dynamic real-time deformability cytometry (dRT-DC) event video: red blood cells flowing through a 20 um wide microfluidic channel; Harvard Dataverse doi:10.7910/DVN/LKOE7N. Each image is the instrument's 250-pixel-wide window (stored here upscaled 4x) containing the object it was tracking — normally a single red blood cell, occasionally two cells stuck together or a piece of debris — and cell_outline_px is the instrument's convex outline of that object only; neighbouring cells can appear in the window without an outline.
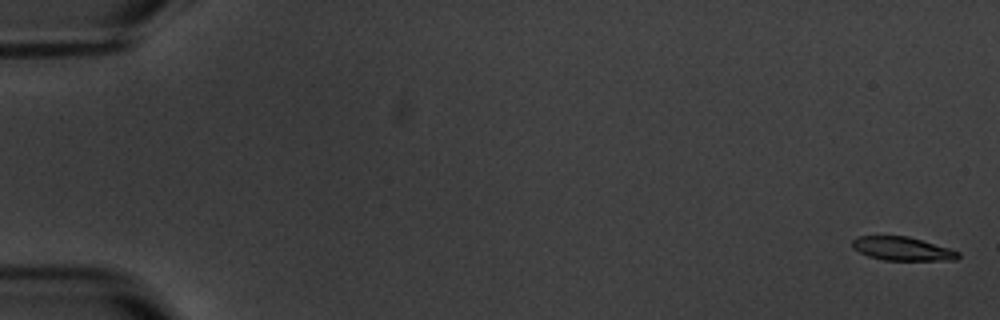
{"species": "common noctule bat (a hibernating species)", "species_latin": "Nyctalus noctula", "temperature_condition": "warm", "stored_images_in_passage": 7, "camera_frame_rate_fps": 3000, "um_per_image_px": 0.085, "animal": {"sex": "male", "body_mass_g": 20.1, "forearm_length_mm": 53.5}, "frame": {"image": 1, "passage_image": 1, "time_ms": 0.0, "image_size_px": [1000, 320], "cell_outline_px": [[960, 256], [956, 260], [884, 260], [868, 256], [852, 248], [852, 240], [856, 236], [908, 236], [948, 248], [960, 252]], "centroid_in_image_um": [76.68, 21.14], "position_along_channel_um": 8.3, "area_um2": 14.51}}
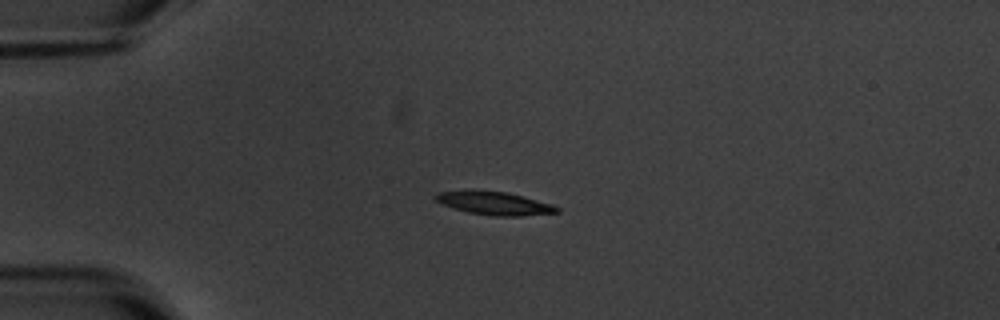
{"frame": {"image": 2, "passage_image": 5, "time_ms": 4.667, "image_size_px": [1000, 320], "cell_outline_px": [[560, 212], [520, 216], [492, 216], [468, 212], [452, 208], [440, 204], [432, 196], [440, 192], [504, 192], [524, 196], [552, 204], [560, 208]], "centroid_in_image_um": [42.07, 17.31], "position_along_channel_um": 42.9, "area_um2": 15.95}}